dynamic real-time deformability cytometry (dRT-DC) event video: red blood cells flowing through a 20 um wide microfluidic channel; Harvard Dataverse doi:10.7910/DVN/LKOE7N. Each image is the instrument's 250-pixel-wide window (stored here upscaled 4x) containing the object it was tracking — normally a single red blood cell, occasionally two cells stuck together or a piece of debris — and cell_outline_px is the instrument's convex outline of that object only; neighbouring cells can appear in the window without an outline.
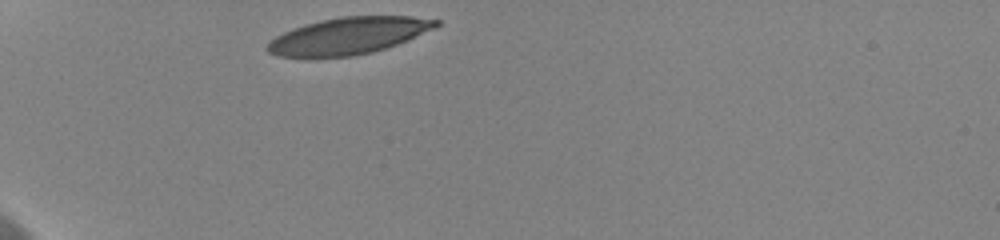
{"species": "human", "species_latin": "Homo sapiens", "temperature_condition": "cold", "stored_images_in_passage": 32, "camera_frame_rate_fps": 3000, "um_per_image_px": 0.085, "donor": {"sex": "female"}, "frame": {"image": 1, "passage_image": 1, "time_ms": 0.0, "image_size_px": [1000, 240], "cell_outline_px": [[440, 24], [432, 28], [396, 44], [372, 52], [352, 56], [276, 56], [268, 52], [264, 48], [276, 36], [292, 28], [304, 24], [320, 20], [340, 16], [412, 16], [440, 20]], "centroid_in_image_um": [29.58, 3.02], "position_along_channel_um": 55.4, "area_um2": 35.6}, "authors_computed_cell_mechanics": {"area_um2": 37.6278, "velocity_mm_per_s": 3.613, "shape_relaxation_time_tau1_ms": 3.4301, "shape_relaxation_time_tau2_ms": 1.0205, "deformation_change_tau1": 0.1803, "deformation_change_tau2": 0.0638}}